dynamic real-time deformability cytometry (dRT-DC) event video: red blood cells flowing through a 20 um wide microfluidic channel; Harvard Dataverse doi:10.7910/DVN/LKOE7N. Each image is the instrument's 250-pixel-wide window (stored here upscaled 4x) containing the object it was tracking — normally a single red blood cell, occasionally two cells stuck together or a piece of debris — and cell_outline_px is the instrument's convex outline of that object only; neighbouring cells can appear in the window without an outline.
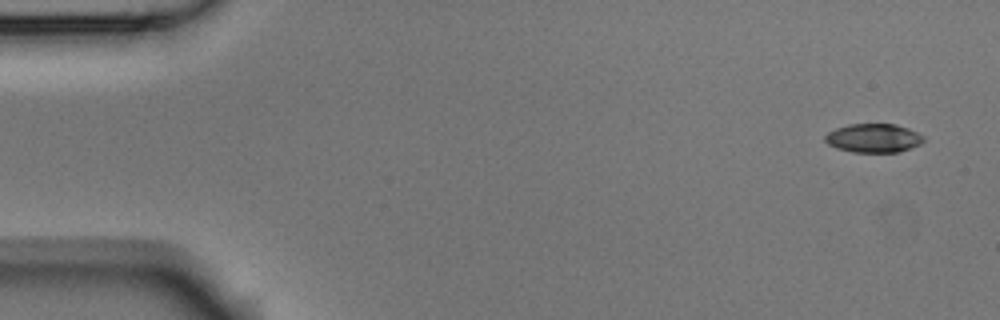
{"species": "Egyptian fruit bat (a non-hibernating species)", "species_latin": "Rousettus aegyptiacus", "temperature_condition": "room temperature", "stored_images_in_passage": 5, "camera_frame_rate_fps": 3000, "um_per_image_px": 0.085, "animal": {"sex": "male"}, "frame": {"image": 1, "passage_image": 1, "time_ms": 0.0, "image_size_px": [1000, 320], "cell_outline_px": [[924, 140], [920, 144], [900, 152], [852, 152], [836, 148], [828, 144], [824, 140], [824, 136], [828, 132], [836, 128], [848, 124], [896, 124], [908, 128], [924, 136]], "centroid_in_image_um": [74.23, 11.74], "position_along_channel_um": 10.8, "area_um2": 16.59}}
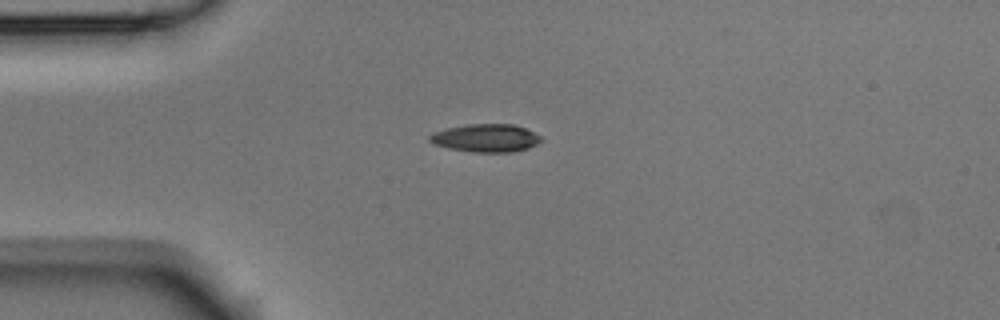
{"frame": {"image": 2, "passage_image": 3, "time_ms": 0.667, "image_size_px": [1000, 320], "cell_outline_px": [[544, 140], [528, 148], [512, 152], [472, 152], [448, 148], [432, 144], [428, 140], [428, 136], [432, 132], [448, 128], [468, 124], [512, 124], [524, 128], [540, 136]], "centroid_in_image_um": [41.26, 11.74], "position_along_channel_um": 43.7, "area_um2": 18.21}}
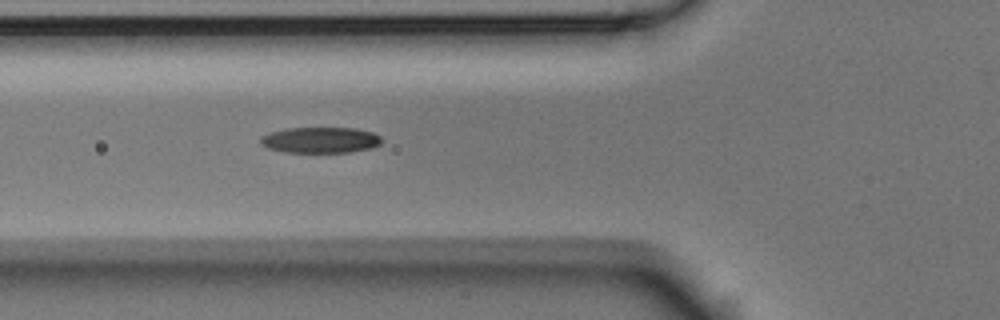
{"frame": {"image": 3, "passage_image": 5, "time_ms": 1.333, "image_size_px": [1000, 320], "cell_outline_px": [[384, 140], [380, 144], [372, 148], [348, 152], [284, 152], [268, 148], [260, 144], [260, 136], [268, 132], [284, 128], [356, 128], [372, 132], [380, 136]], "centroid_in_image_um": [27.21, 11.89], "position_along_channel_um": 98.6, "area_um2": 18.5}}